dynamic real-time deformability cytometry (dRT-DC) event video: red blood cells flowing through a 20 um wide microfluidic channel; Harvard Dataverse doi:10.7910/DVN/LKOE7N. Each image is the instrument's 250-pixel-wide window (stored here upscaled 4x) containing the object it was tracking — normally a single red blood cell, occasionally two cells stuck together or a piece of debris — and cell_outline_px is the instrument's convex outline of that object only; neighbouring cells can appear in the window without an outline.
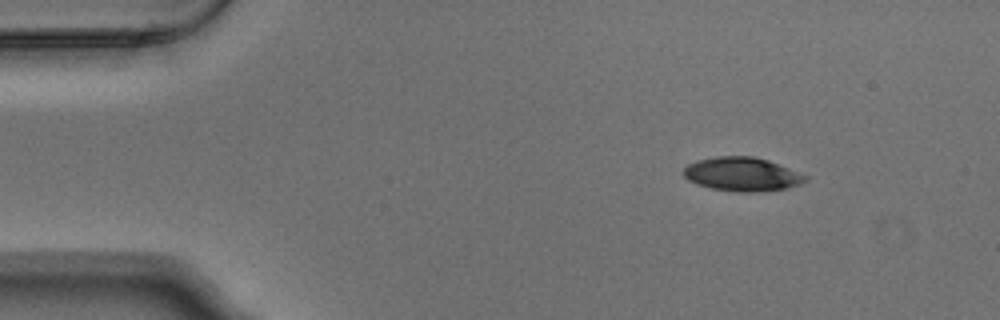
{"species": "Egyptian fruit bat (a non-hibernating species)", "species_latin": "Rousettus aegyptiacus", "temperature_condition": "warm", "stored_images_in_passage": 6, "camera_frame_rate_fps": 3000, "um_per_image_px": 0.085, "animal": {"sex": "male"}, "frame": {"image": 1, "passage_image": 1, "time_ms": 0.0, "image_size_px": [1000, 320], "cell_outline_px": [[808, 180], [800, 184], [788, 188], [756, 192], [736, 192], [712, 188], [696, 184], [688, 180], [684, 176], [684, 168], [688, 164], [696, 160], [716, 156], [752, 156], [768, 160], [808, 176]], "centroid_in_image_um": [63.07, 14.81], "position_along_channel_um": 21.9, "area_um2": 24.04}}
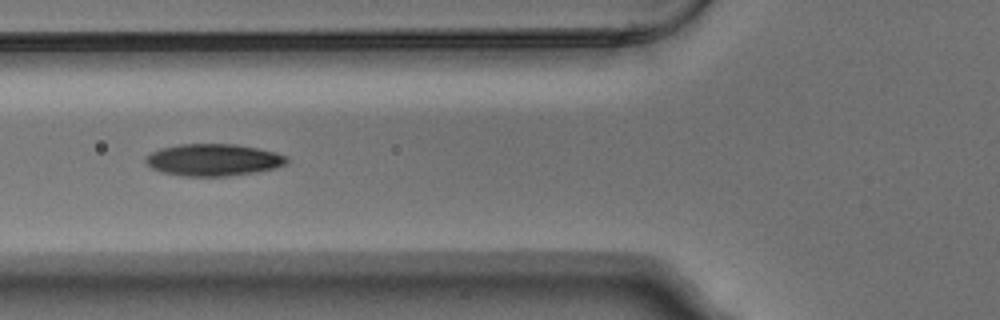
{"frame": {"image": 2, "passage_image": 4, "time_ms": 1.0, "image_size_px": [1000, 320], "cell_outline_px": [[288, 164], [272, 168], [252, 172], [228, 176], [184, 176], [164, 172], [152, 168], [144, 160], [144, 156], [160, 148], [176, 144], [236, 144], [276, 152], [288, 156]], "centroid_in_image_um": [18.12, 13.58], "position_along_channel_um": 107.7, "area_um2": 26.24}}
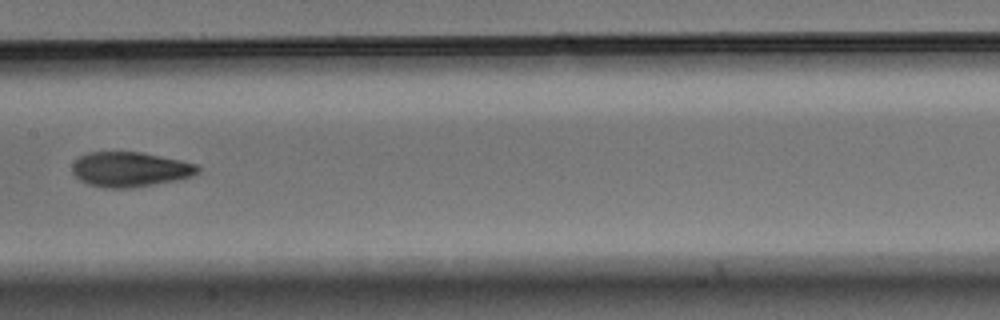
{"frame": {"image": 3, "passage_image": 6, "time_ms": 1.667, "image_size_px": [1000, 320], "cell_outline_px": [[200, 172], [192, 176], [176, 180], [132, 188], [104, 188], [88, 184], [80, 180], [72, 172], [72, 164], [80, 156], [88, 152], [140, 152], [200, 164]], "centroid_in_image_um": [11.07, 14.4], "position_along_channel_um": 196.3, "area_um2": 25.61}}